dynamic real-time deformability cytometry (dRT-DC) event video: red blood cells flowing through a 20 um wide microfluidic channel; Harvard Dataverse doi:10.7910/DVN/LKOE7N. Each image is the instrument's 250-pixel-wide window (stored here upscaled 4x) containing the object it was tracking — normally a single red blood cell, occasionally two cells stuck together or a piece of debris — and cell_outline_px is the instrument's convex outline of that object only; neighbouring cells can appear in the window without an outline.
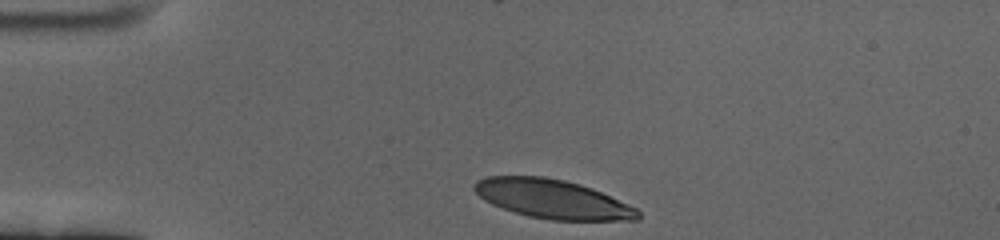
{"species": "human", "species_latin": "Homo sapiens", "temperature_condition": "cold", "stored_images_in_passage": 37, "camera_frame_rate_fps": 3000, "um_per_image_px": 0.085, "donor": {"sex": "female"}, "frame": {"image": 1, "passage_image": 1, "time_ms": 0.0, "image_size_px": [1000, 240], "cell_outline_px": [[640, 220], [552, 220], [528, 216], [492, 204], [484, 200], [472, 188], [472, 184], [476, 180], [488, 176], [544, 176], [564, 180], [580, 184], [592, 188], [636, 208], [640, 212]], "centroid_in_image_um": [46.95, 16.91], "position_along_channel_um": 38.1, "area_um2": 36.99}}
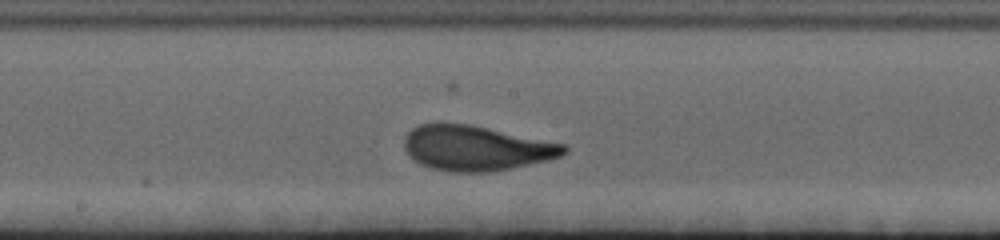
{"frame": {"image": 2, "passage_image": 20, "time_ms": 6.333, "image_size_px": [1000, 240], "cell_outline_px": [[568, 152], [560, 156], [548, 160], [512, 168], [488, 172], [452, 172], [432, 168], [420, 164], [404, 148], [404, 140], [408, 132], [412, 128], [420, 124], [472, 124], [564, 144], [568, 148]], "centroid_in_image_um": [40.49, 12.59], "position_along_channel_um": 207.7, "area_um2": 41.62}}
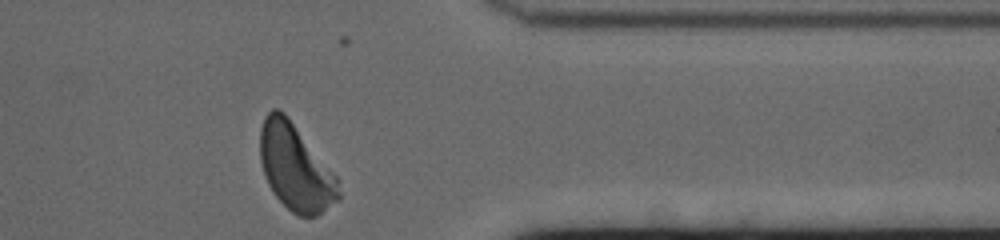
{"frame": {"image": 3, "passage_image": 37, "time_ms": 12.0, "image_size_px": [1000, 240], "cell_outline_px": [[340, 200], [316, 216], [300, 216], [292, 212], [276, 196], [268, 184], [264, 176], [260, 160], [260, 128], [264, 116], [272, 108], [280, 108], [288, 116], [336, 176], [340, 192]], "centroid_in_image_um": [25.1, 14.22], "position_along_channel_um": 386.3, "area_um2": 39.36}, "authors_computed_cell_mechanics": {"area_um2": 40.1132, "velocity_mm_per_s": 3.3441, "shape_relaxation_time_tau1_ms": 3.1109, "shape_relaxation_time_tau2_ms": null, "deformation_change_tau1": 0.1862, "deformation_change_tau2": null}}